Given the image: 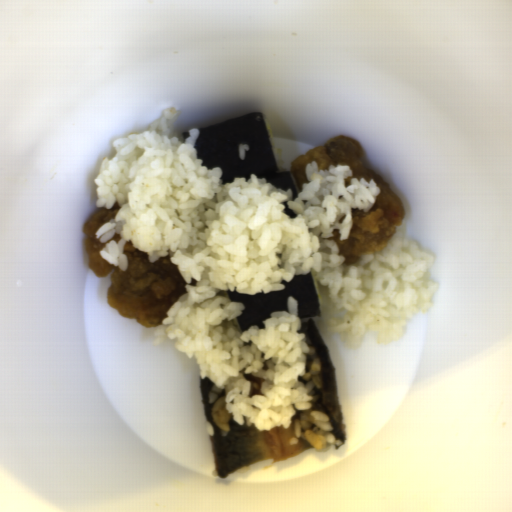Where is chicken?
Returning <instances> with one entry per match:
<instances>
[{
  "mask_svg": "<svg viewBox=\"0 0 512 512\" xmlns=\"http://www.w3.org/2000/svg\"><path fill=\"white\" fill-rule=\"evenodd\" d=\"M120 209L118 202L109 209L99 207L87 221L83 231L88 265L95 277H106L112 272L107 289L109 307L147 329H156L163 325L167 310L186 294V282L170 256L150 262L148 253L133 247L130 241L122 249L127 259L126 271H120L100 255L105 245L95 233L104 223L115 219Z\"/></svg>",
  "mask_w": 512,
  "mask_h": 512,
  "instance_id": "1",
  "label": "chicken"
},
{
  "mask_svg": "<svg viewBox=\"0 0 512 512\" xmlns=\"http://www.w3.org/2000/svg\"><path fill=\"white\" fill-rule=\"evenodd\" d=\"M364 151L357 140L339 135L330 138L323 145L306 151L290 162V171L301 192L307 182L305 167L310 162H317L318 169L323 170L336 164H348L352 175L344 185L349 187L351 180L373 179L380 187L375 203L369 211L354 209L349 236L341 240L339 230H333V240L339 255H343L346 265L355 264L363 256L382 250L392 240L399 226L404 222L405 207L398 195L378 173L365 167L361 159Z\"/></svg>",
  "mask_w": 512,
  "mask_h": 512,
  "instance_id": "2",
  "label": "chicken"
}]
</instances>
